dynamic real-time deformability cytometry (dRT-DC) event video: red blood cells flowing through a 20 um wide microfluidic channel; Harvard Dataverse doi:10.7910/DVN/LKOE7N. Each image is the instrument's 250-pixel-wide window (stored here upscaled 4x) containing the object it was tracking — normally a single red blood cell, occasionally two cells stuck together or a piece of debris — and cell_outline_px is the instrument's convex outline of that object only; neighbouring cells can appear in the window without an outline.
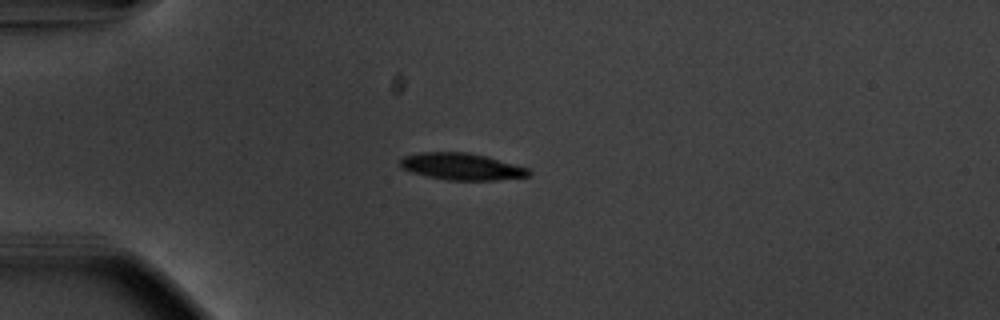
{"species": "common noctule bat (a hibernating species)", "species_latin": "Nyctalus noctula", "temperature_condition": "warm", "stored_images_in_passage": 41, "camera_frame_rate_fps": 3000, "um_per_image_px": 0.085, "animal": {"sex": "male", "body_mass_g": 20.1, "forearm_length_mm": 53.5}, "frame": {"image": 1, "passage_image": 1, "time_ms": 0.0, "image_size_px": [1000, 320], "cell_outline_px": [[532, 176], [496, 180], [448, 180], [428, 176], [412, 172], [404, 168], [400, 164], [400, 160], [404, 156], [424, 152], [468, 152], [484, 156], [528, 168], [532, 172]], "centroid_in_image_um": [39.28, 14.16], "position_along_channel_um": 45.7, "area_um2": 19.83}}
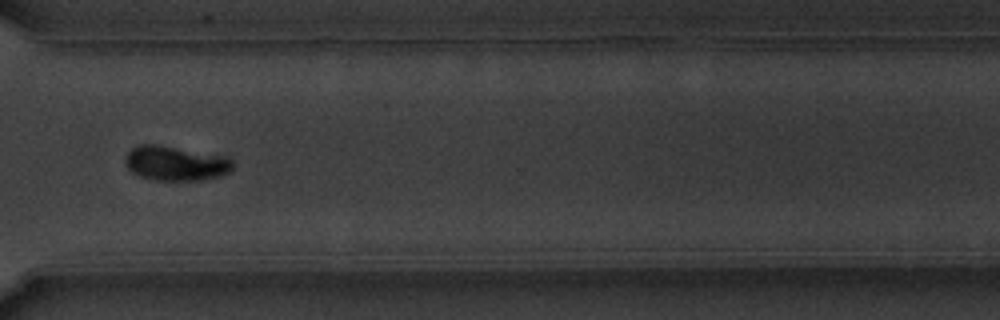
{"frame": {"image": 2, "passage_image": 28, "time_ms": 9.0, "image_size_px": [1000, 320], "cell_outline_px": [[232, 168], [228, 172], [216, 176], [196, 180], [156, 180], [140, 176], [132, 172], [128, 168], [124, 160], [128, 152], [132, 148], [140, 144], [156, 144], [176, 148], [232, 160]], "centroid_in_image_um": [14.8, 13.89], "position_along_channel_um": 355.8, "area_um2": 20.69}}
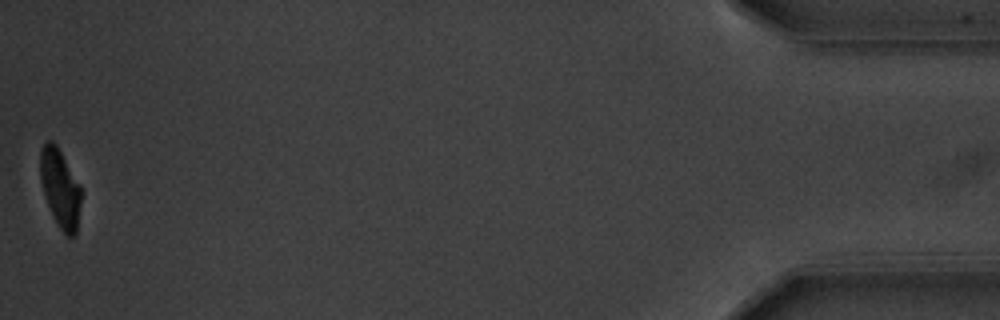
{"frame": {"image": 3, "passage_image": 41, "time_ms": 13.333, "image_size_px": [1000, 320], "cell_outline_px": [[80, 204], [76, 232], [72, 236], [68, 236], [60, 228], [48, 204], [44, 192], [40, 176], [40, 152], [44, 144], [48, 140], [52, 140], [56, 144], [80, 184]], "centroid_in_image_um": [5.11, 15.95], "position_along_channel_um": 430.1, "area_um2": 18.09}, "authors_computed_cell_mechanics": {"area_um2": 20.6924, "velocity_mm_per_s": 3.7075, "shape_relaxation_time_tau1_ms": 2.2731, "shape_relaxation_time_tau2_ms": 0.9874, "deformation_change_tau1": 0.1471, "deformation_change_tau2": 0.0387}}